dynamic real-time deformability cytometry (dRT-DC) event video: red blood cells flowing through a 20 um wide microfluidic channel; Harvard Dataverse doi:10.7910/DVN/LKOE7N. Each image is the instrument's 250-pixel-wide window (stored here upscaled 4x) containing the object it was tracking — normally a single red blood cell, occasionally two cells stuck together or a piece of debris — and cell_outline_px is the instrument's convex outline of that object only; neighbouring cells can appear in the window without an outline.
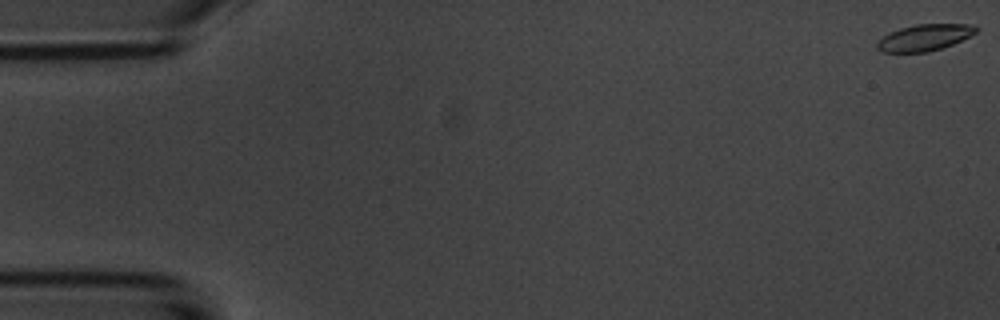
{"species": "common noctule bat (a hibernating species)", "species_latin": "Nyctalus noctula", "temperature_condition": "room temperature", "stored_images_in_passage": 10, "camera_frame_rate_fps": 3000, "um_per_image_px": 0.085, "animal": {"sex": "male", "body_mass_g": 20.1, "forearm_length_mm": 53.5}, "frame": {"image": 1, "passage_image": 1, "time_ms": 0.0, "image_size_px": [1000, 320], "cell_outline_px": [[980, 28], [976, 32], [952, 44], [928, 52], [880, 52], [876, 48], [876, 44], [888, 32], [900, 28], [916, 24], [972, 24]], "centroid_in_image_um": [78.56, 3.18], "position_along_channel_um": 6.4, "area_um2": 15.14}}